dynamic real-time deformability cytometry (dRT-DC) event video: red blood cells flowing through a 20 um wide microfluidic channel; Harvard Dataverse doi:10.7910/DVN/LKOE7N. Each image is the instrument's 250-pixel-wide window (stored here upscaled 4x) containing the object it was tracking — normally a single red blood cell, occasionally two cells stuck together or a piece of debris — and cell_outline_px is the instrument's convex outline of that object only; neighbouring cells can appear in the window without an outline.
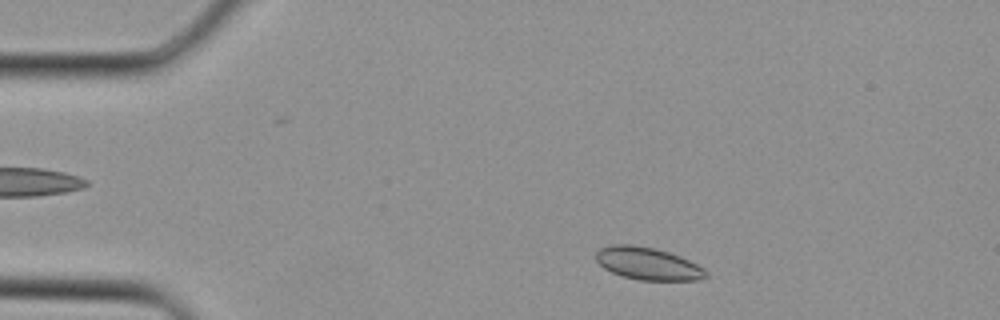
{"species": "Egyptian fruit bat (a non-hibernating species)", "species_latin": "Rousettus aegyptiacus", "temperature_condition": "cold", "stored_images_in_passage": 32, "camera_frame_rate_fps": 3000, "um_per_image_px": 0.085, "animal": {"sex": "female"}, "frame": {"image": 1, "passage_image": 3, "time_ms": 0.667, "image_size_px": [1000, 320], "cell_outline_px": [[708, 276], [696, 280], [640, 280], [624, 276], [612, 272], [604, 268], [596, 260], [596, 252], [600, 248], [612, 244], [632, 244], [652, 248], [668, 252], [680, 256], [704, 268], [708, 272]], "centroid_in_image_um": [55.06, 22.4], "position_along_channel_um": 29.9, "area_um2": 20.63}}
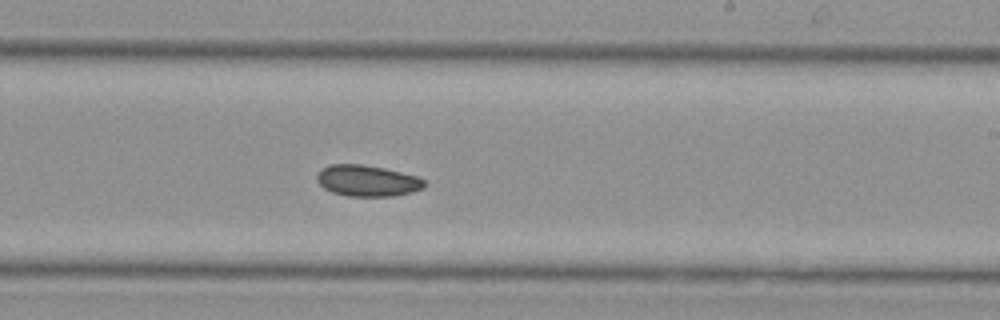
{"frame": {"image": 2, "passage_image": 18, "time_ms": 5.667, "image_size_px": [1000, 320], "cell_outline_px": [[428, 184], [424, 188], [412, 192], [396, 196], [348, 196], [332, 192], [324, 188], [316, 180], [316, 176], [324, 168], [332, 164], [360, 164], [384, 168], [416, 176], [428, 180]], "centroid_in_image_um": [31.28, 15.37], "position_along_channel_um": 257.7, "area_um2": 19.59}}
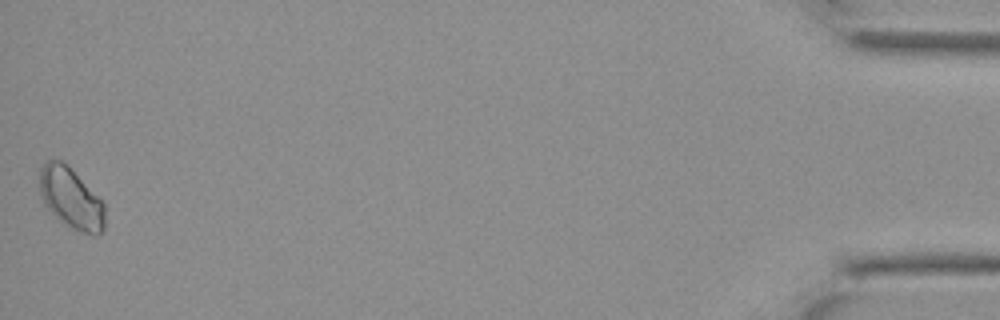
{"frame": {"image": 3, "passage_image": 32, "time_ms": 10.333, "image_size_px": [1000, 320], "cell_outline_px": [[104, 228], [96, 236], [92, 236], [72, 228], [60, 220], [44, 204], [40, 192], [40, 168], [48, 160], [60, 160], [104, 204]], "centroid_in_image_um": [6.02, 16.9], "position_along_channel_um": 429.2, "area_um2": 22.2}}